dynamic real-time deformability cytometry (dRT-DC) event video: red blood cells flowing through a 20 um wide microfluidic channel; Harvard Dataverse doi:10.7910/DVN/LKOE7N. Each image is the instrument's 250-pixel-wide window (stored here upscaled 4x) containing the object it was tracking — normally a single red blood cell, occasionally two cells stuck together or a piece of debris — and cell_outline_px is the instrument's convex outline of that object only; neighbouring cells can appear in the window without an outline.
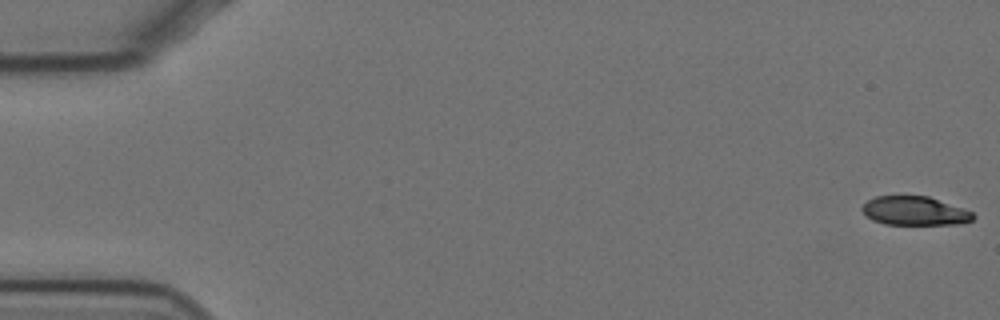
{"species": "Egyptian fruit bat (a non-hibernating species)", "species_latin": "Rousettus aegyptiacus", "temperature_condition": "cold", "stored_images_in_passage": 11, "camera_frame_rate_fps": 3000, "um_per_image_px": 0.085, "animal": {"sex": "female"}, "frame": {"image": 1, "passage_image": 1, "time_ms": 0.0, "image_size_px": [1000, 320], "cell_outline_px": [[976, 216], [972, 220], [956, 224], [884, 224], [872, 220], [860, 208], [868, 200], [876, 196], [928, 196], [964, 208], [972, 212]], "centroid_in_image_um": [77.76, 17.92], "position_along_channel_um": 7.2, "area_um2": 18.55}}